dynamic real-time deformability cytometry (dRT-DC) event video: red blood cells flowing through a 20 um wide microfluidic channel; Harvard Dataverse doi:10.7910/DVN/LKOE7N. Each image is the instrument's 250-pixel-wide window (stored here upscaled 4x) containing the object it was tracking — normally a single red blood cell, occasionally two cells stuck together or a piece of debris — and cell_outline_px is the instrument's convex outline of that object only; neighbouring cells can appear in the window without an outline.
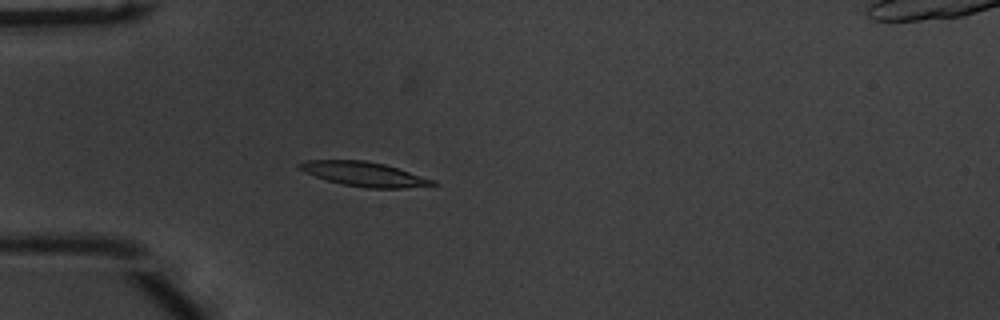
{"species": "common noctule bat (a hibernating species)", "species_latin": "Nyctalus noctula", "temperature_condition": "warm", "stored_images_in_passage": 55, "camera_frame_rate_fps": 3000, "um_per_image_px": 0.085, "animal": {"sex": "male", "body_mass_g": 20.1, "forearm_length_mm": 53.5}, "frame": {"image": 1, "passage_image": 17, "time_ms": 5.333, "image_size_px": [1000, 320], "cell_outline_px": [[440, 184], [404, 188], [368, 188], [344, 184], [328, 180], [304, 172], [296, 168], [296, 164], [304, 160], [364, 160], [384, 164], [436, 180]], "centroid_in_image_um": [30.94, 14.79], "position_along_channel_um": 54.1, "area_um2": 18.9}}
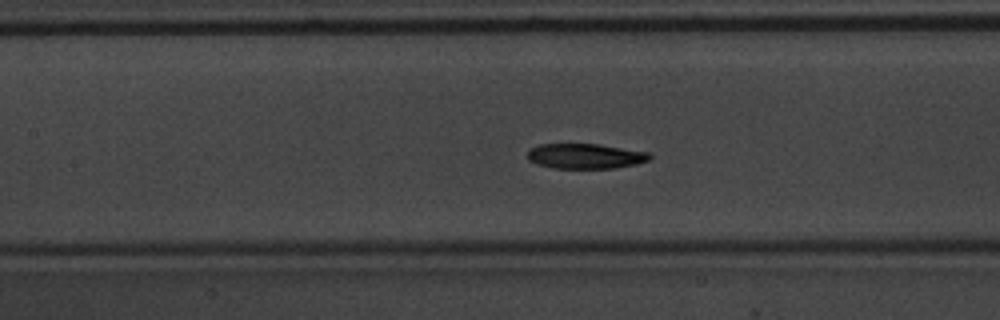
{"frame": {"image": 2, "passage_image": 26, "time_ms": 8.333, "image_size_px": [1000, 320], "cell_outline_px": [[652, 156], [648, 160], [636, 164], [616, 168], [552, 168], [536, 164], [528, 160], [528, 148], [540, 144], [600, 144], [648, 152]], "centroid_in_image_um": [49.72, 13.27], "position_along_channel_um": 157.7, "area_um2": 17.98}}
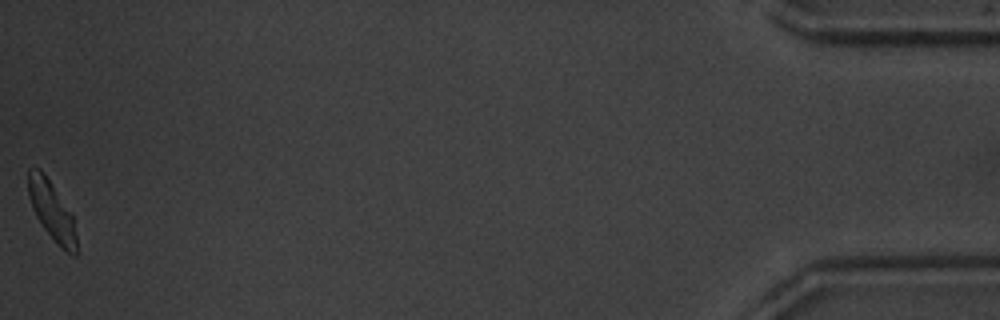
{"frame": {"image": 3, "passage_image": 55, "time_ms": 18.0, "image_size_px": [1000, 320], "cell_outline_px": [[76, 256], [72, 256], [60, 248], [44, 228], [36, 216], [32, 208], [28, 196], [28, 168], [40, 168], [72, 216], [76, 236]], "centroid_in_image_um": [4.38, 17.96], "position_along_channel_um": 430.8, "area_um2": 16.07}, "authors_computed_cell_mechanics": {"area_um2": 18.3804, "velocity_mm_per_s": 3.7681, "shape_relaxation_time_tau1_ms": 3.0775, "shape_relaxation_time_tau2_ms": 3.8588, "deformation_change_tau1": 0.1316, "deformation_change_tau2": 0.0948}}